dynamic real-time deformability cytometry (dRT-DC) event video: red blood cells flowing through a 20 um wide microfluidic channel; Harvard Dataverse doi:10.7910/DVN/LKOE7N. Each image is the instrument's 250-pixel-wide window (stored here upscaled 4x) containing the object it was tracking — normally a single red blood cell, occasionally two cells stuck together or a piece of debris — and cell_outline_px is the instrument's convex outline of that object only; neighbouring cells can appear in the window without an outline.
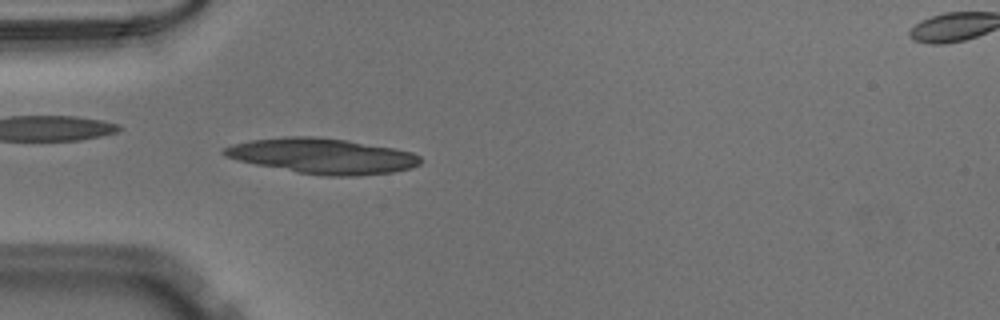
{"species": "Egyptian fruit bat (a non-hibernating species)", "species_latin": "Rousettus aegyptiacus", "temperature_condition": "warm", "stored_images_in_passage": 44, "camera_frame_rate_fps": 3000, "um_per_image_px": 0.085, "animal": {"sex": "male"}, "frame": {"image": 1, "passage_image": 9, "time_ms": 2.667, "image_size_px": [1000, 320], "cell_outline_px": [[424, 160], [420, 164], [412, 168], [392, 172], [356, 176], [328, 176], [300, 172], [256, 164], [224, 156], [220, 152], [220, 148], [232, 144], [252, 140], [288, 136], [312, 136], [348, 140], [392, 148], [412, 152], [420, 156]], "centroid_in_image_um": [27.42, 13.25], "position_along_channel_um": 57.6, "area_um2": 40.29}}
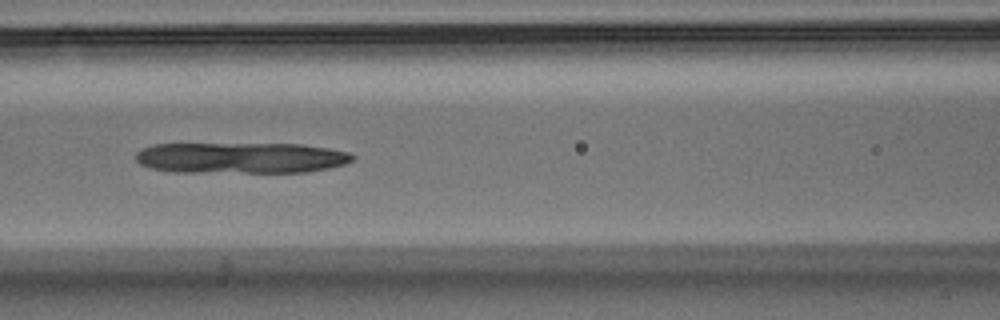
{"frame": {"image": 2, "passage_image": 16, "time_ms": 5.0, "image_size_px": [1000, 320], "cell_outline_px": [[356, 156], [352, 160], [344, 164], [328, 168], [308, 172], [176, 172], [152, 168], [140, 164], [136, 160], [136, 152], [140, 148], [152, 144], [300, 144], [328, 148], [348, 152]], "centroid_in_image_um": [20.46, 13.41], "position_along_channel_um": 146.1, "area_um2": 39.19}}
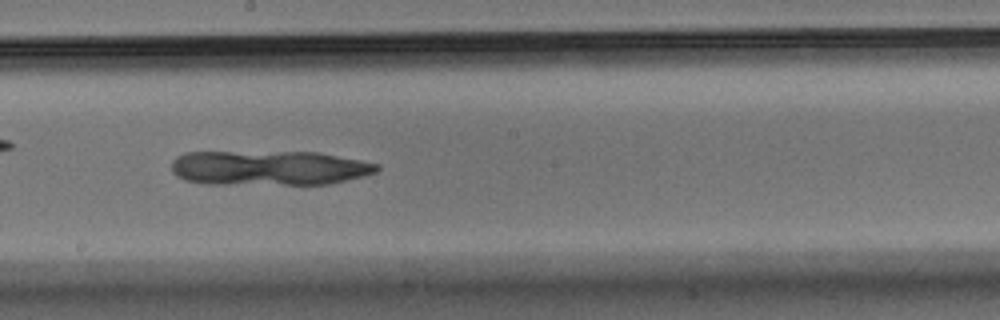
{"frame": {"image": 3, "passage_image": 22, "time_ms": 7.0, "image_size_px": [1000, 320], "cell_outline_px": [[380, 168], [376, 172], [364, 176], [328, 184], [208, 184], [184, 180], [176, 176], [172, 172], [172, 160], [176, 156], [184, 152], [316, 152], [360, 160], [380, 164]], "centroid_in_image_um": [22.84, 14.27], "position_along_channel_um": 225.4, "area_um2": 41.79}}